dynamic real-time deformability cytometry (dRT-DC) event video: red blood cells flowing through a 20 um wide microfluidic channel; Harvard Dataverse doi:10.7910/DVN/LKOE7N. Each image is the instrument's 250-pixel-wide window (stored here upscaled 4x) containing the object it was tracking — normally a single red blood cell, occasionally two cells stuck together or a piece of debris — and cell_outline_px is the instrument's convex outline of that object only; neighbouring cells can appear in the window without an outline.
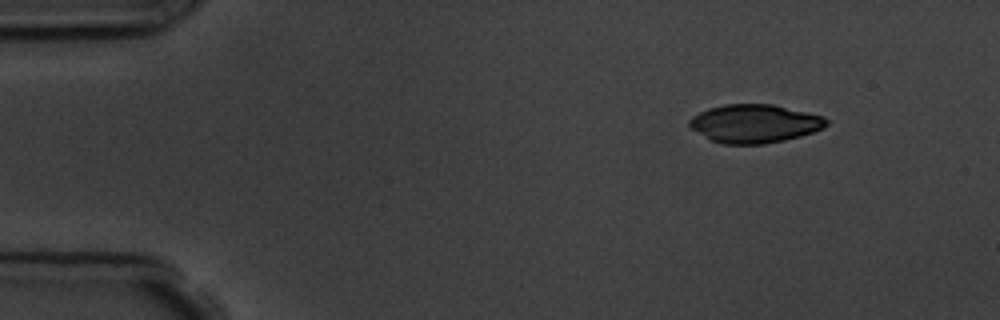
{"species": "common noctule bat (a hibernating species)", "species_latin": "Nyctalus noctula", "temperature_condition": "room temperature", "stored_images_in_passage": 7, "camera_frame_rate_fps": 3000, "um_per_image_px": 0.085, "animal": {"sex": "male", "body_mass_g": 19.5, "forearm_length_mm": 54.6}, "frame": {"image": 1, "passage_image": 7, "time_ms": 7.0, "image_size_px": [1000, 320], "cell_outline_px": [[828, 124], [824, 128], [800, 136], [784, 140], [764, 144], [724, 144], [712, 140], [692, 128], [688, 124], [688, 120], [692, 116], [708, 108], [724, 104], [772, 104], [824, 116], [828, 120]], "centroid_in_image_um": [64.16, 10.5], "position_along_channel_um": 20.8, "area_um2": 30.52}}